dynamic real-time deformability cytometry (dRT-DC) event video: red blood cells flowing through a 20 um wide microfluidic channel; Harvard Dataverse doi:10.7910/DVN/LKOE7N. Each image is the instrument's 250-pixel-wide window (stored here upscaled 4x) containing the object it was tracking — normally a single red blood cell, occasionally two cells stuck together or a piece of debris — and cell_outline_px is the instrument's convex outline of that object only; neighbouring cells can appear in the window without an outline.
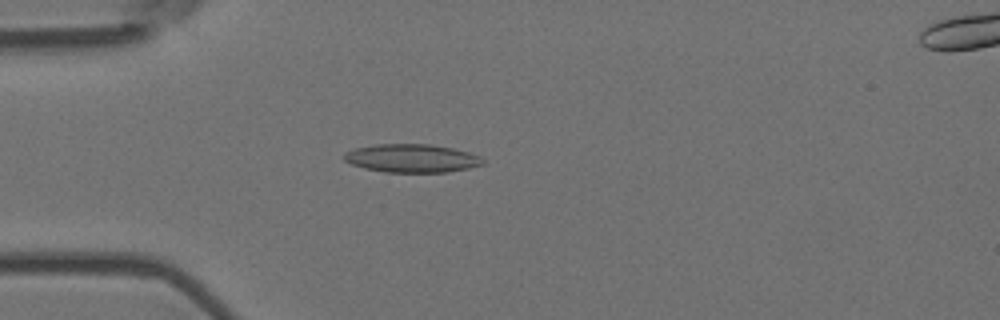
{"species": "Egyptian fruit bat (a non-hibernating species)", "species_latin": "Rousettus aegyptiacus", "temperature_condition": "room temperature", "stored_images_in_passage": 3, "camera_frame_rate_fps": 3000, "um_per_image_px": 0.085, "animal": {"sex": "female"}, "frame": {"image": 1, "passage_image": 2, "time_ms": 0.333, "image_size_px": [1000, 320], "cell_outline_px": [[484, 164], [468, 168], [448, 172], [384, 172], [364, 168], [352, 164], [344, 160], [340, 156], [344, 152], [356, 148], [376, 144], [432, 144], [452, 148], [468, 152], [480, 156], [484, 160]], "centroid_in_image_um": [34.97, 13.45], "position_along_channel_um": 50.0, "area_um2": 23.0}}